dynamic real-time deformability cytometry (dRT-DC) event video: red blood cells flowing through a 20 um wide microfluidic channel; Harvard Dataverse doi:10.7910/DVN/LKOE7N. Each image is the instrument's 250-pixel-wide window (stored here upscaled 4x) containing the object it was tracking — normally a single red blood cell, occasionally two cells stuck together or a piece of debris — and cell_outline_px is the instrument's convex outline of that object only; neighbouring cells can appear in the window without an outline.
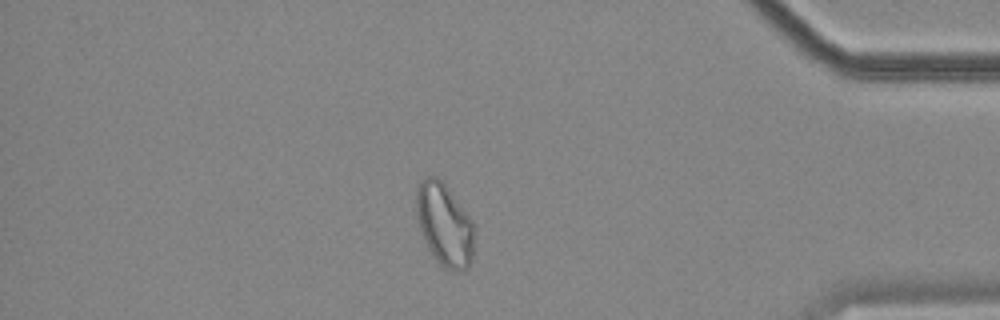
{"species": "common noctule bat (a hibernating species)", "species_latin": "Nyctalus noctula", "temperature_condition": "cold", "stored_images_in_passage": 57, "camera_frame_rate_fps": 3000, "um_per_image_px": 0.085, "animal": {"sex": "female", "body_mass_g": 18.4}, "frame": {"image": 1, "passage_image": 49, "time_ms": 16.0, "image_size_px": [1000, 320], "cell_outline_px": [[476, 228], [472, 260], [468, 268], [460, 272], [444, 268], [436, 260], [428, 248], [420, 228], [416, 216], [416, 188], [428, 176], [436, 176], [444, 180], [472, 220]], "centroid_in_image_um": [37.82, 19.09], "position_along_channel_um": 397.4, "area_um2": 28.44}, "authors_computed_cell_mechanics": {"area_um2": 27.744, "velocity_mm_per_s": 3.5409, "shape_relaxation_time_tau1_ms": null, "shape_relaxation_time_tau2_ms": 2.1325, "deformation_change_tau1": null, "deformation_change_tau2": 0.0792}}